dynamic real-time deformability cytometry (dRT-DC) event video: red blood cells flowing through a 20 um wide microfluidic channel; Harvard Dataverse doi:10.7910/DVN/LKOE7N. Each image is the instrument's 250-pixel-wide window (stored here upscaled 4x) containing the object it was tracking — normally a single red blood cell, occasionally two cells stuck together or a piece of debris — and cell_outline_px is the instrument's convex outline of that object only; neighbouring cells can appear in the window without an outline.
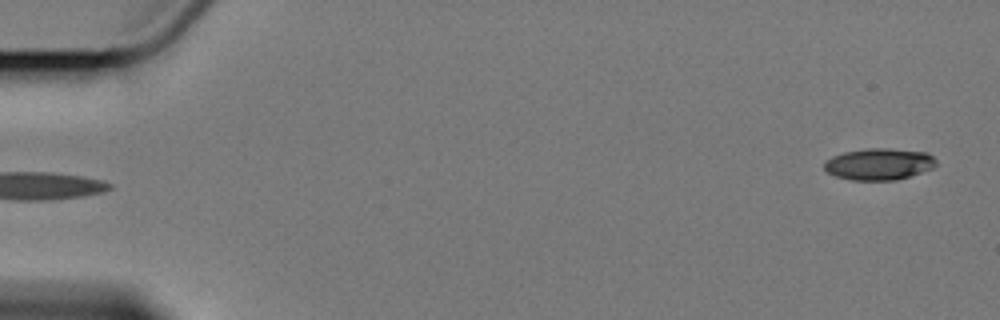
{"species": "Egyptian fruit bat (a non-hibernating species)", "species_latin": "Rousettus aegyptiacus", "temperature_condition": "cold", "stored_images_in_passage": 5, "segment_of_instrument_passage": [2, 2], "camera_frame_rate_fps": 3000, "um_per_image_px": 0.085, "animal": {"sex": "female"}, "frame": {"image": 1, "passage_image": 5, "time_ms": 4.667, "image_size_px": [1000, 320], "cell_outline_px": [[936, 164], [932, 168], [896, 180], [852, 180], [836, 176], [828, 172], [824, 168], [824, 164], [832, 156], [844, 152], [868, 148], [888, 148], [928, 152], [936, 160]], "centroid_in_image_um": [74.72, 13.94], "position_along_channel_um": 10.3, "area_um2": 20.46}}